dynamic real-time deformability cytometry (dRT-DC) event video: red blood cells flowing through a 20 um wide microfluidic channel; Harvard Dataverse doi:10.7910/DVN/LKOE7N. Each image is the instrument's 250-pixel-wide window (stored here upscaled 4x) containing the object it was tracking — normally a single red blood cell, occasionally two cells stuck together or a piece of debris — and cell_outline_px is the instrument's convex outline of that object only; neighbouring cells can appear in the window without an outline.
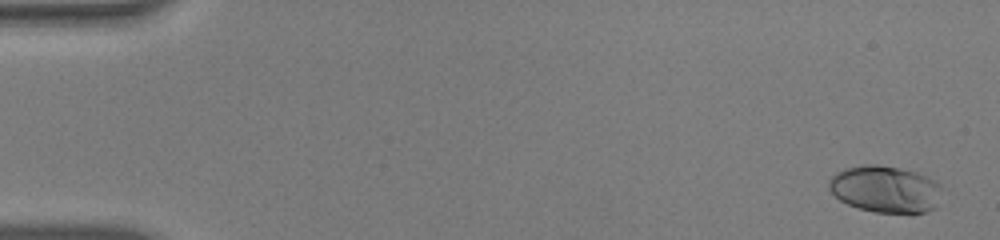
{"species": "human", "species_latin": "Homo sapiens", "temperature_condition": "warm", "stored_images_in_passage": 54, "camera_frame_rate_fps": 3000, "um_per_image_px": 0.085, "donor": {"sex": "male"}, "frame": {"image": 1, "passage_image": 2, "time_ms": 0.333, "image_size_px": [1000, 240], "cell_outline_px": [[940, 188], [936, 208], [924, 212], [876, 212], [860, 208], [848, 204], [840, 200], [828, 188], [828, 180], [836, 172], [844, 168], [864, 164], [880, 164], [900, 168], [916, 172], [936, 180], [940, 184]], "centroid_in_image_um": [75.23, 16.05], "position_along_channel_um": 9.8, "area_um2": 30.81}}
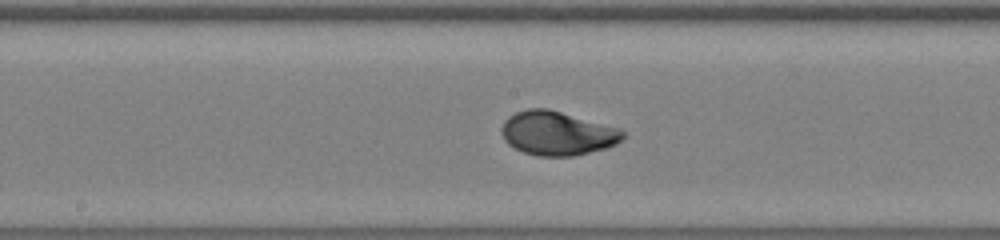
{"frame": {"image": 2, "passage_image": 29, "time_ms": 9.333, "image_size_px": [1000, 240], "cell_outline_px": [[624, 136], [616, 144], [604, 148], [572, 156], [540, 156], [524, 152], [508, 144], [504, 140], [500, 132], [500, 128], [504, 120], [508, 116], [516, 112], [528, 108], [548, 108], [620, 128], [624, 132]], "centroid_in_image_um": [47.33, 11.31], "position_along_channel_um": 200.9, "area_um2": 31.04}}
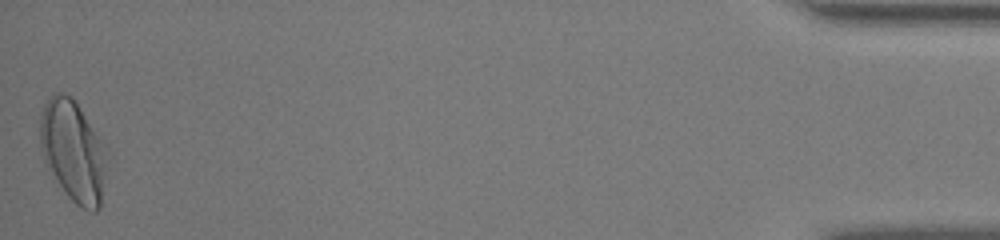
{"frame": {"image": 3, "passage_image": 54, "time_ms": 17.667, "image_size_px": [1000, 240], "cell_outline_px": [[104, 152], [100, 208], [96, 212], [88, 212], [80, 208], [68, 196], [48, 168], [44, 160], [40, 148], [40, 116], [44, 104], [56, 92], [60, 92], [72, 96], [100, 140]], "centroid_in_image_um": [6.14, 12.83], "position_along_channel_um": 429.1, "area_um2": 38.09}, "authors_computed_cell_mechanics": {"area_um2": 30.0849, "velocity_mm_per_s": 3.8593, "shape_relaxation_time_tau1_ms": 3.1415, "shape_relaxation_time_tau2_ms": null, "deformation_change_tau1": 0.1783, "deformation_change_tau2": null}}